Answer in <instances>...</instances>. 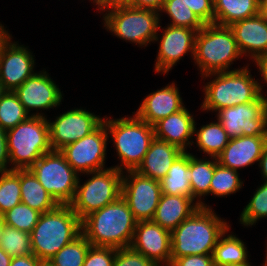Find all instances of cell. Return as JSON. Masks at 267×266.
Wrapping results in <instances>:
<instances>
[{
	"label": "cell",
	"mask_w": 267,
	"mask_h": 266,
	"mask_svg": "<svg viewBox=\"0 0 267 266\" xmlns=\"http://www.w3.org/2000/svg\"><path fill=\"white\" fill-rule=\"evenodd\" d=\"M137 220L120 196L81 221L82 234L95 247H130Z\"/></svg>",
	"instance_id": "1"
},
{
	"label": "cell",
	"mask_w": 267,
	"mask_h": 266,
	"mask_svg": "<svg viewBox=\"0 0 267 266\" xmlns=\"http://www.w3.org/2000/svg\"><path fill=\"white\" fill-rule=\"evenodd\" d=\"M229 227L212 208L199 207L171 232V263L178 257L212 254Z\"/></svg>",
	"instance_id": "2"
},
{
	"label": "cell",
	"mask_w": 267,
	"mask_h": 266,
	"mask_svg": "<svg viewBox=\"0 0 267 266\" xmlns=\"http://www.w3.org/2000/svg\"><path fill=\"white\" fill-rule=\"evenodd\" d=\"M81 233V220L71 206L58 205L41 213L30 233L32 252L40 261H49Z\"/></svg>",
	"instance_id": "3"
},
{
	"label": "cell",
	"mask_w": 267,
	"mask_h": 266,
	"mask_svg": "<svg viewBox=\"0 0 267 266\" xmlns=\"http://www.w3.org/2000/svg\"><path fill=\"white\" fill-rule=\"evenodd\" d=\"M248 66L203 76L204 79L211 76L214 79L203 87L205 97L201 104L202 111L218 112L223 108L255 101L263 93L265 85L252 77Z\"/></svg>",
	"instance_id": "4"
},
{
	"label": "cell",
	"mask_w": 267,
	"mask_h": 266,
	"mask_svg": "<svg viewBox=\"0 0 267 266\" xmlns=\"http://www.w3.org/2000/svg\"><path fill=\"white\" fill-rule=\"evenodd\" d=\"M103 121L120 159V165H115V168L121 172L136 170L155 138L153 126L139 119L135 114L129 118L117 119L105 116Z\"/></svg>",
	"instance_id": "5"
},
{
	"label": "cell",
	"mask_w": 267,
	"mask_h": 266,
	"mask_svg": "<svg viewBox=\"0 0 267 266\" xmlns=\"http://www.w3.org/2000/svg\"><path fill=\"white\" fill-rule=\"evenodd\" d=\"M243 57L229 26L205 24L195 37L194 62L201 76L227 72L233 61Z\"/></svg>",
	"instance_id": "6"
},
{
	"label": "cell",
	"mask_w": 267,
	"mask_h": 266,
	"mask_svg": "<svg viewBox=\"0 0 267 266\" xmlns=\"http://www.w3.org/2000/svg\"><path fill=\"white\" fill-rule=\"evenodd\" d=\"M6 139L11 170L29 169L43 154L52 151L46 117L29 116L6 131Z\"/></svg>",
	"instance_id": "7"
},
{
	"label": "cell",
	"mask_w": 267,
	"mask_h": 266,
	"mask_svg": "<svg viewBox=\"0 0 267 266\" xmlns=\"http://www.w3.org/2000/svg\"><path fill=\"white\" fill-rule=\"evenodd\" d=\"M160 15L156 10L123 6L107 10L103 15V23L105 29L114 36L147 47L162 28Z\"/></svg>",
	"instance_id": "8"
},
{
	"label": "cell",
	"mask_w": 267,
	"mask_h": 266,
	"mask_svg": "<svg viewBox=\"0 0 267 266\" xmlns=\"http://www.w3.org/2000/svg\"><path fill=\"white\" fill-rule=\"evenodd\" d=\"M86 174L92 177L83 185L80 183V178L78 179L74 199L69 204L81 221L122 195L123 172L115 167Z\"/></svg>",
	"instance_id": "9"
},
{
	"label": "cell",
	"mask_w": 267,
	"mask_h": 266,
	"mask_svg": "<svg viewBox=\"0 0 267 266\" xmlns=\"http://www.w3.org/2000/svg\"><path fill=\"white\" fill-rule=\"evenodd\" d=\"M29 169L59 205L73 201L79 174L60 151L43 154Z\"/></svg>",
	"instance_id": "10"
},
{
	"label": "cell",
	"mask_w": 267,
	"mask_h": 266,
	"mask_svg": "<svg viewBox=\"0 0 267 266\" xmlns=\"http://www.w3.org/2000/svg\"><path fill=\"white\" fill-rule=\"evenodd\" d=\"M261 94L255 101L227 107L217 112V119L228 137L267 136V96Z\"/></svg>",
	"instance_id": "11"
},
{
	"label": "cell",
	"mask_w": 267,
	"mask_h": 266,
	"mask_svg": "<svg viewBox=\"0 0 267 266\" xmlns=\"http://www.w3.org/2000/svg\"><path fill=\"white\" fill-rule=\"evenodd\" d=\"M108 139L107 128L103 121L90 134L66 145L60 152L78 174L103 170L106 169L104 164Z\"/></svg>",
	"instance_id": "12"
},
{
	"label": "cell",
	"mask_w": 267,
	"mask_h": 266,
	"mask_svg": "<svg viewBox=\"0 0 267 266\" xmlns=\"http://www.w3.org/2000/svg\"><path fill=\"white\" fill-rule=\"evenodd\" d=\"M123 171L122 197L137 221L152 220L160 197V181L143 176L135 170ZM128 174V175H127Z\"/></svg>",
	"instance_id": "13"
},
{
	"label": "cell",
	"mask_w": 267,
	"mask_h": 266,
	"mask_svg": "<svg viewBox=\"0 0 267 266\" xmlns=\"http://www.w3.org/2000/svg\"><path fill=\"white\" fill-rule=\"evenodd\" d=\"M50 146L52 150L60 151L66 145L74 143L94 131L103 118L86 109L74 108L56 117L50 122Z\"/></svg>",
	"instance_id": "14"
},
{
	"label": "cell",
	"mask_w": 267,
	"mask_h": 266,
	"mask_svg": "<svg viewBox=\"0 0 267 266\" xmlns=\"http://www.w3.org/2000/svg\"><path fill=\"white\" fill-rule=\"evenodd\" d=\"M162 31L161 38L157 33L153 41L159 42L160 39L154 70L156 73L167 74L186 53L191 52L194 59L197 31L169 24Z\"/></svg>",
	"instance_id": "15"
},
{
	"label": "cell",
	"mask_w": 267,
	"mask_h": 266,
	"mask_svg": "<svg viewBox=\"0 0 267 266\" xmlns=\"http://www.w3.org/2000/svg\"><path fill=\"white\" fill-rule=\"evenodd\" d=\"M30 116L46 117L38 110L58 107L63 94L49 74L42 70L30 76L21 86L13 91ZM31 110H37L30 114Z\"/></svg>",
	"instance_id": "16"
},
{
	"label": "cell",
	"mask_w": 267,
	"mask_h": 266,
	"mask_svg": "<svg viewBox=\"0 0 267 266\" xmlns=\"http://www.w3.org/2000/svg\"><path fill=\"white\" fill-rule=\"evenodd\" d=\"M130 247L158 266L171 265V232L152 220L137 221Z\"/></svg>",
	"instance_id": "17"
},
{
	"label": "cell",
	"mask_w": 267,
	"mask_h": 266,
	"mask_svg": "<svg viewBox=\"0 0 267 266\" xmlns=\"http://www.w3.org/2000/svg\"><path fill=\"white\" fill-rule=\"evenodd\" d=\"M11 40L0 55V81L6 91L13 92L35 73V60L30 49Z\"/></svg>",
	"instance_id": "18"
},
{
	"label": "cell",
	"mask_w": 267,
	"mask_h": 266,
	"mask_svg": "<svg viewBox=\"0 0 267 266\" xmlns=\"http://www.w3.org/2000/svg\"><path fill=\"white\" fill-rule=\"evenodd\" d=\"M242 56L257 64L267 54V15L262 11L229 26Z\"/></svg>",
	"instance_id": "19"
},
{
	"label": "cell",
	"mask_w": 267,
	"mask_h": 266,
	"mask_svg": "<svg viewBox=\"0 0 267 266\" xmlns=\"http://www.w3.org/2000/svg\"><path fill=\"white\" fill-rule=\"evenodd\" d=\"M174 82L147 95L136 113L139 119L154 125L159 120L182 110L183 100Z\"/></svg>",
	"instance_id": "20"
},
{
	"label": "cell",
	"mask_w": 267,
	"mask_h": 266,
	"mask_svg": "<svg viewBox=\"0 0 267 266\" xmlns=\"http://www.w3.org/2000/svg\"><path fill=\"white\" fill-rule=\"evenodd\" d=\"M267 136H241L232 138L217 156V162L237 171L240 168L259 162Z\"/></svg>",
	"instance_id": "21"
},
{
	"label": "cell",
	"mask_w": 267,
	"mask_h": 266,
	"mask_svg": "<svg viewBox=\"0 0 267 266\" xmlns=\"http://www.w3.org/2000/svg\"><path fill=\"white\" fill-rule=\"evenodd\" d=\"M195 120L189 110L184 107L182 110L159 120L153 125L155 138L167 141L177 146L182 151L194 143L190 141L194 136Z\"/></svg>",
	"instance_id": "22"
},
{
	"label": "cell",
	"mask_w": 267,
	"mask_h": 266,
	"mask_svg": "<svg viewBox=\"0 0 267 266\" xmlns=\"http://www.w3.org/2000/svg\"><path fill=\"white\" fill-rule=\"evenodd\" d=\"M182 152L177 146L154 138L142 163L135 171L143 176L160 181L167 175L170 167Z\"/></svg>",
	"instance_id": "23"
},
{
	"label": "cell",
	"mask_w": 267,
	"mask_h": 266,
	"mask_svg": "<svg viewBox=\"0 0 267 266\" xmlns=\"http://www.w3.org/2000/svg\"><path fill=\"white\" fill-rule=\"evenodd\" d=\"M199 207L190 197L161 194L152 221L172 232Z\"/></svg>",
	"instance_id": "24"
},
{
	"label": "cell",
	"mask_w": 267,
	"mask_h": 266,
	"mask_svg": "<svg viewBox=\"0 0 267 266\" xmlns=\"http://www.w3.org/2000/svg\"><path fill=\"white\" fill-rule=\"evenodd\" d=\"M214 24L230 26L262 11L261 0H213Z\"/></svg>",
	"instance_id": "25"
},
{
	"label": "cell",
	"mask_w": 267,
	"mask_h": 266,
	"mask_svg": "<svg viewBox=\"0 0 267 266\" xmlns=\"http://www.w3.org/2000/svg\"><path fill=\"white\" fill-rule=\"evenodd\" d=\"M20 189L21 202L41 213L52 211L59 205L30 169H20Z\"/></svg>",
	"instance_id": "26"
},
{
	"label": "cell",
	"mask_w": 267,
	"mask_h": 266,
	"mask_svg": "<svg viewBox=\"0 0 267 266\" xmlns=\"http://www.w3.org/2000/svg\"><path fill=\"white\" fill-rule=\"evenodd\" d=\"M216 167V158L212 160L207 158L198 159L190 153L189 157V179L192 190V199L202 208H210L209 205L202 202L201 197L210 194V183ZM200 199V200H199Z\"/></svg>",
	"instance_id": "27"
},
{
	"label": "cell",
	"mask_w": 267,
	"mask_h": 266,
	"mask_svg": "<svg viewBox=\"0 0 267 266\" xmlns=\"http://www.w3.org/2000/svg\"><path fill=\"white\" fill-rule=\"evenodd\" d=\"M190 152L183 151L170 167L167 175L160 180L161 192L167 195H181L192 198L189 179Z\"/></svg>",
	"instance_id": "28"
},
{
	"label": "cell",
	"mask_w": 267,
	"mask_h": 266,
	"mask_svg": "<svg viewBox=\"0 0 267 266\" xmlns=\"http://www.w3.org/2000/svg\"><path fill=\"white\" fill-rule=\"evenodd\" d=\"M229 230L230 227L220 236L214 247L212 258L215 266L242 265L249 261L245 243L233 233L227 234Z\"/></svg>",
	"instance_id": "29"
},
{
	"label": "cell",
	"mask_w": 267,
	"mask_h": 266,
	"mask_svg": "<svg viewBox=\"0 0 267 266\" xmlns=\"http://www.w3.org/2000/svg\"><path fill=\"white\" fill-rule=\"evenodd\" d=\"M194 135H196L195 143L199 151H203L205 154L209 155V159L213 157L217 158L230 140L218 119L217 122L214 121L202 125L199 130H197L195 122Z\"/></svg>",
	"instance_id": "30"
},
{
	"label": "cell",
	"mask_w": 267,
	"mask_h": 266,
	"mask_svg": "<svg viewBox=\"0 0 267 266\" xmlns=\"http://www.w3.org/2000/svg\"><path fill=\"white\" fill-rule=\"evenodd\" d=\"M159 12L169 15L171 26L185 27L198 32L205 25L182 0H165Z\"/></svg>",
	"instance_id": "31"
},
{
	"label": "cell",
	"mask_w": 267,
	"mask_h": 266,
	"mask_svg": "<svg viewBox=\"0 0 267 266\" xmlns=\"http://www.w3.org/2000/svg\"><path fill=\"white\" fill-rule=\"evenodd\" d=\"M91 246L90 242L81 233L48 262L53 266H83L86 254Z\"/></svg>",
	"instance_id": "32"
},
{
	"label": "cell",
	"mask_w": 267,
	"mask_h": 266,
	"mask_svg": "<svg viewBox=\"0 0 267 266\" xmlns=\"http://www.w3.org/2000/svg\"><path fill=\"white\" fill-rule=\"evenodd\" d=\"M30 115L12 91H6L0 98V127L8 131L26 120Z\"/></svg>",
	"instance_id": "33"
},
{
	"label": "cell",
	"mask_w": 267,
	"mask_h": 266,
	"mask_svg": "<svg viewBox=\"0 0 267 266\" xmlns=\"http://www.w3.org/2000/svg\"><path fill=\"white\" fill-rule=\"evenodd\" d=\"M243 185L238 171L222 166L217 162L210 183V194L217 197H225L238 192Z\"/></svg>",
	"instance_id": "34"
},
{
	"label": "cell",
	"mask_w": 267,
	"mask_h": 266,
	"mask_svg": "<svg viewBox=\"0 0 267 266\" xmlns=\"http://www.w3.org/2000/svg\"><path fill=\"white\" fill-rule=\"evenodd\" d=\"M21 203L20 169L0 172V215Z\"/></svg>",
	"instance_id": "35"
},
{
	"label": "cell",
	"mask_w": 267,
	"mask_h": 266,
	"mask_svg": "<svg viewBox=\"0 0 267 266\" xmlns=\"http://www.w3.org/2000/svg\"><path fill=\"white\" fill-rule=\"evenodd\" d=\"M0 247L11 257L34 255L30 233L4 225Z\"/></svg>",
	"instance_id": "36"
},
{
	"label": "cell",
	"mask_w": 267,
	"mask_h": 266,
	"mask_svg": "<svg viewBox=\"0 0 267 266\" xmlns=\"http://www.w3.org/2000/svg\"><path fill=\"white\" fill-rule=\"evenodd\" d=\"M40 215L41 212L32 209L21 202L2 216L5 225L31 233L34 226L37 224Z\"/></svg>",
	"instance_id": "37"
},
{
	"label": "cell",
	"mask_w": 267,
	"mask_h": 266,
	"mask_svg": "<svg viewBox=\"0 0 267 266\" xmlns=\"http://www.w3.org/2000/svg\"><path fill=\"white\" fill-rule=\"evenodd\" d=\"M262 218H267V181L256 189L253 197L244 207L240 215V223L250 227Z\"/></svg>",
	"instance_id": "38"
},
{
	"label": "cell",
	"mask_w": 267,
	"mask_h": 266,
	"mask_svg": "<svg viewBox=\"0 0 267 266\" xmlns=\"http://www.w3.org/2000/svg\"><path fill=\"white\" fill-rule=\"evenodd\" d=\"M113 266H158L153 260L146 258L131 247L116 250Z\"/></svg>",
	"instance_id": "39"
},
{
	"label": "cell",
	"mask_w": 267,
	"mask_h": 266,
	"mask_svg": "<svg viewBox=\"0 0 267 266\" xmlns=\"http://www.w3.org/2000/svg\"><path fill=\"white\" fill-rule=\"evenodd\" d=\"M116 248L91 246L86 254L83 266H113Z\"/></svg>",
	"instance_id": "40"
},
{
	"label": "cell",
	"mask_w": 267,
	"mask_h": 266,
	"mask_svg": "<svg viewBox=\"0 0 267 266\" xmlns=\"http://www.w3.org/2000/svg\"><path fill=\"white\" fill-rule=\"evenodd\" d=\"M204 24H214L213 0H182Z\"/></svg>",
	"instance_id": "41"
},
{
	"label": "cell",
	"mask_w": 267,
	"mask_h": 266,
	"mask_svg": "<svg viewBox=\"0 0 267 266\" xmlns=\"http://www.w3.org/2000/svg\"><path fill=\"white\" fill-rule=\"evenodd\" d=\"M170 266H215V264L212 254H204L178 257Z\"/></svg>",
	"instance_id": "42"
},
{
	"label": "cell",
	"mask_w": 267,
	"mask_h": 266,
	"mask_svg": "<svg viewBox=\"0 0 267 266\" xmlns=\"http://www.w3.org/2000/svg\"><path fill=\"white\" fill-rule=\"evenodd\" d=\"M8 164L10 163L7 150L6 131L0 127V172L11 170Z\"/></svg>",
	"instance_id": "43"
},
{
	"label": "cell",
	"mask_w": 267,
	"mask_h": 266,
	"mask_svg": "<svg viewBox=\"0 0 267 266\" xmlns=\"http://www.w3.org/2000/svg\"><path fill=\"white\" fill-rule=\"evenodd\" d=\"M40 261L35 255L12 257L10 266H40Z\"/></svg>",
	"instance_id": "44"
},
{
	"label": "cell",
	"mask_w": 267,
	"mask_h": 266,
	"mask_svg": "<svg viewBox=\"0 0 267 266\" xmlns=\"http://www.w3.org/2000/svg\"><path fill=\"white\" fill-rule=\"evenodd\" d=\"M165 0H132V7L160 11Z\"/></svg>",
	"instance_id": "45"
},
{
	"label": "cell",
	"mask_w": 267,
	"mask_h": 266,
	"mask_svg": "<svg viewBox=\"0 0 267 266\" xmlns=\"http://www.w3.org/2000/svg\"><path fill=\"white\" fill-rule=\"evenodd\" d=\"M123 6H132V0H103V12Z\"/></svg>",
	"instance_id": "46"
},
{
	"label": "cell",
	"mask_w": 267,
	"mask_h": 266,
	"mask_svg": "<svg viewBox=\"0 0 267 266\" xmlns=\"http://www.w3.org/2000/svg\"><path fill=\"white\" fill-rule=\"evenodd\" d=\"M258 164H259L258 166L261 168L260 170L263 179L267 181V140L263 145L261 157Z\"/></svg>",
	"instance_id": "47"
},
{
	"label": "cell",
	"mask_w": 267,
	"mask_h": 266,
	"mask_svg": "<svg viewBox=\"0 0 267 266\" xmlns=\"http://www.w3.org/2000/svg\"><path fill=\"white\" fill-rule=\"evenodd\" d=\"M260 74L262 76V81L267 85V54L256 64Z\"/></svg>",
	"instance_id": "48"
},
{
	"label": "cell",
	"mask_w": 267,
	"mask_h": 266,
	"mask_svg": "<svg viewBox=\"0 0 267 266\" xmlns=\"http://www.w3.org/2000/svg\"><path fill=\"white\" fill-rule=\"evenodd\" d=\"M12 35L5 29L4 26L0 28V55L5 44L12 39Z\"/></svg>",
	"instance_id": "49"
},
{
	"label": "cell",
	"mask_w": 267,
	"mask_h": 266,
	"mask_svg": "<svg viewBox=\"0 0 267 266\" xmlns=\"http://www.w3.org/2000/svg\"><path fill=\"white\" fill-rule=\"evenodd\" d=\"M12 257L0 247V266H10Z\"/></svg>",
	"instance_id": "50"
},
{
	"label": "cell",
	"mask_w": 267,
	"mask_h": 266,
	"mask_svg": "<svg viewBox=\"0 0 267 266\" xmlns=\"http://www.w3.org/2000/svg\"><path fill=\"white\" fill-rule=\"evenodd\" d=\"M98 6V10L103 13V0H90Z\"/></svg>",
	"instance_id": "51"
},
{
	"label": "cell",
	"mask_w": 267,
	"mask_h": 266,
	"mask_svg": "<svg viewBox=\"0 0 267 266\" xmlns=\"http://www.w3.org/2000/svg\"><path fill=\"white\" fill-rule=\"evenodd\" d=\"M262 12L267 15V0H261Z\"/></svg>",
	"instance_id": "52"
},
{
	"label": "cell",
	"mask_w": 267,
	"mask_h": 266,
	"mask_svg": "<svg viewBox=\"0 0 267 266\" xmlns=\"http://www.w3.org/2000/svg\"><path fill=\"white\" fill-rule=\"evenodd\" d=\"M4 225H5V222H4L3 216L0 215V237L2 235Z\"/></svg>",
	"instance_id": "53"
},
{
	"label": "cell",
	"mask_w": 267,
	"mask_h": 266,
	"mask_svg": "<svg viewBox=\"0 0 267 266\" xmlns=\"http://www.w3.org/2000/svg\"><path fill=\"white\" fill-rule=\"evenodd\" d=\"M6 90L2 84V82L0 81V98L5 94Z\"/></svg>",
	"instance_id": "54"
},
{
	"label": "cell",
	"mask_w": 267,
	"mask_h": 266,
	"mask_svg": "<svg viewBox=\"0 0 267 266\" xmlns=\"http://www.w3.org/2000/svg\"><path fill=\"white\" fill-rule=\"evenodd\" d=\"M40 266H53V265L49 263L48 261H42Z\"/></svg>",
	"instance_id": "55"
},
{
	"label": "cell",
	"mask_w": 267,
	"mask_h": 266,
	"mask_svg": "<svg viewBox=\"0 0 267 266\" xmlns=\"http://www.w3.org/2000/svg\"><path fill=\"white\" fill-rule=\"evenodd\" d=\"M266 252H267V249H266ZM262 266H267V253H266V259H265V261H264Z\"/></svg>",
	"instance_id": "56"
},
{
	"label": "cell",
	"mask_w": 267,
	"mask_h": 266,
	"mask_svg": "<svg viewBox=\"0 0 267 266\" xmlns=\"http://www.w3.org/2000/svg\"><path fill=\"white\" fill-rule=\"evenodd\" d=\"M232 266H252V265H250L249 262H248V263H246V264H242V265H232Z\"/></svg>",
	"instance_id": "57"
}]
</instances>
